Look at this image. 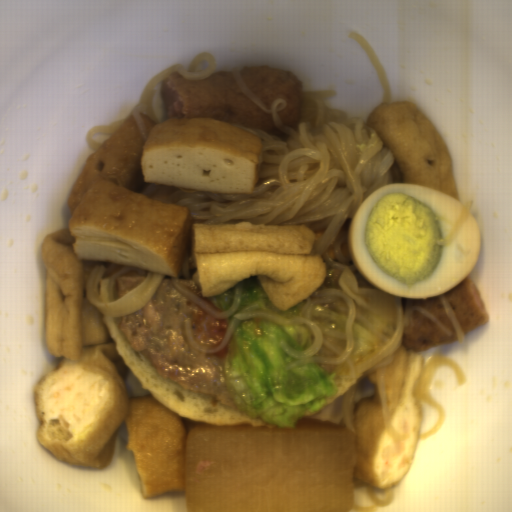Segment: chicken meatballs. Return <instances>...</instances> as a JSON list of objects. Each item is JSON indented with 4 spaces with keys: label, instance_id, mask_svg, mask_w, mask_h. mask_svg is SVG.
I'll return each mask as SVG.
<instances>
[{
    "label": "chicken meatballs",
    "instance_id": "chicken-meatballs-1",
    "mask_svg": "<svg viewBox=\"0 0 512 512\" xmlns=\"http://www.w3.org/2000/svg\"><path fill=\"white\" fill-rule=\"evenodd\" d=\"M128 367L115 342L89 344L80 357H63L34 387L39 445L63 464L103 469L130 412L123 380Z\"/></svg>",
    "mask_w": 512,
    "mask_h": 512
},
{
    "label": "chicken meatballs",
    "instance_id": "chicken-meatballs-2",
    "mask_svg": "<svg viewBox=\"0 0 512 512\" xmlns=\"http://www.w3.org/2000/svg\"><path fill=\"white\" fill-rule=\"evenodd\" d=\"M413 305L422 306L450 330L448 336L428 316L412 311L395 359L384 368L388 413L392 426L407 440H395L385 426L376 371L368 375L375 385L372 397L354 408L355 445L358 458L353 479L375 488L390 489L409 473L417 451L424 408L416 381L424 366L423 353L458 341L446 307L439 296Z\"/></svg>",
    "mask_w": 512,
    "mask_h": 512
},
{
    "label": "chicken meatballs",
    "instance_id": "chicken-meatballs-3",
    "mask_svg": "<svg viewBox=\"0 0 512 512\" xmlns=\"http://www.w3.org/2000/svg\"><path fill=\"white\" fill-rule=\"evenodd\" d=\"M161 96L167 119L213 117L227 124L262 129L269 135H285L265 113L240 91L231 71L216 72L204 80H189L178 72L163 79Z\"/></svg>",
    "mask_w": 512,
    "mask_h": 512
},
{
    "label": "chicken meatballs",
    "instance_id": "chicken-meatballs-4",
    "mask_svg": "<svg viewBox=\"0 0 512 512\" xmlns=\"http://www.w3.org/2000/svg\"><path fill=\"white\" fill-rule=\"evenodd\" d=\"M239 73L245 86L267 109L271 110L275 99H286L285 109L276 113L283 126L296 127L301 119L305 93L302 80L294 72L264 64L242 67Z\"/></svg>",
    "mask_w": 512,
    "mask_h": 512
},
{
    "label": "chicken meatballs",
    "instance_id": "chicken-meatballs-5",
    "mask_svg": "<svg viewBox=\"0 0 512 512\" xmlns=\"http://www.w3.org/2000/svg\"><path fill=\"white\" fill-rule=\"evenodd\" d=\"M444 295L464 335L490 322L482 297L471 275Z\"/></svg>",
    "mask_w": 512,
    "mask_h": 512
}]
</instances>
